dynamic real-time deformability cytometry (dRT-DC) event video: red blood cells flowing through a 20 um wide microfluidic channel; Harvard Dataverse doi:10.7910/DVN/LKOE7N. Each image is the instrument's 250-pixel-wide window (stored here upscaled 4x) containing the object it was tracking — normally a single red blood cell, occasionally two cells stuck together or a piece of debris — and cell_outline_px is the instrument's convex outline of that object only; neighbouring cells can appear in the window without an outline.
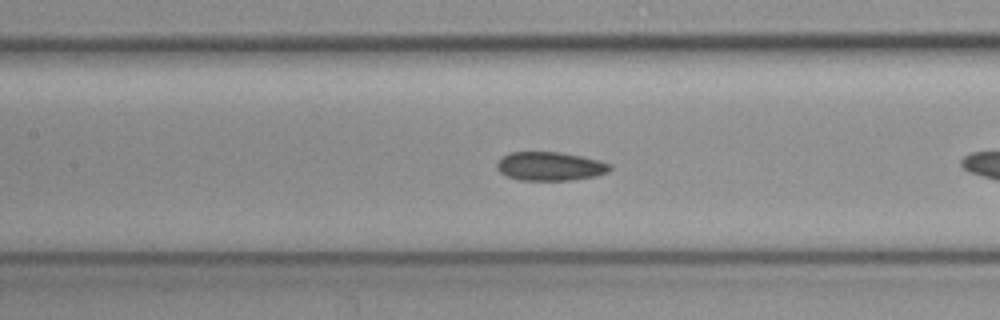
{"species": "common noctule bat (a hibernating species)", "species_latin": "Nyctalus noctula", "temperature_condition": "cold", "stored_images_in_passage": 10, "camera_frame_rate_fps": 3000, "um_per_image_px": 0.085, "animal": {"sex": "female", "body_mass_g": 19.3, "forearm_length_mm": 54.1}, "frame": {"image": 1, "passage_image": 9, "time_ms": 2.667, "image_size_px": [1000, 320], "cell_outline_px": [[612, 168], [608, 172], [596, 176], [568, 180], [516, 180], [500, 172], [496, 168], [496, 164], [504, 156], [512, 152], [560, 152], [600, 160], [612, 164]], "centroid_in_image_um": [46.78, 14.14], "position_along_channel_um": 160.6, "area_um2": 18.9}}